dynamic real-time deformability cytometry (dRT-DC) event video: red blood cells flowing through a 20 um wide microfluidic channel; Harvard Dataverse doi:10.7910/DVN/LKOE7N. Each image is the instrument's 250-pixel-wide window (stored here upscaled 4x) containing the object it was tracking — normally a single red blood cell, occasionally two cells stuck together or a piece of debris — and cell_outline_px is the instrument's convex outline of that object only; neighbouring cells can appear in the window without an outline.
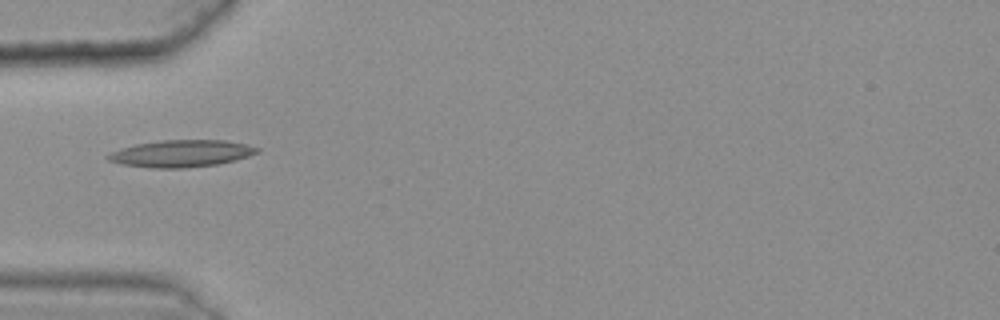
{"species": "common noctule bat (a hibernating species)", "species_latin": "Nyctalus noctula", "temperature_condition": "warm", "stored_images_in_passage": 33, "camera_frame_rate_fps": 3000, "um_per_image_px": 0.085, "animal": {"sex": "female", "body_mass_g": 25.1}, "frame": {"image": 1, "passage_image": 1, "time_ms": 0.0, "image_size_px": [1000, 320], "cell_outline_px": [[260, 152], [236, 160], [220, 164], [184, 168], [152, 168], [120, 164], [108, 160], [104, 156], [120, 148], [136, 144], [160, 140], [224, 140], [248, 144], [260, 148]], "centroid_in_image_um": [15.42, 13.05], "position_along_channel_um": 69.6, "area_um2": 23.7}}
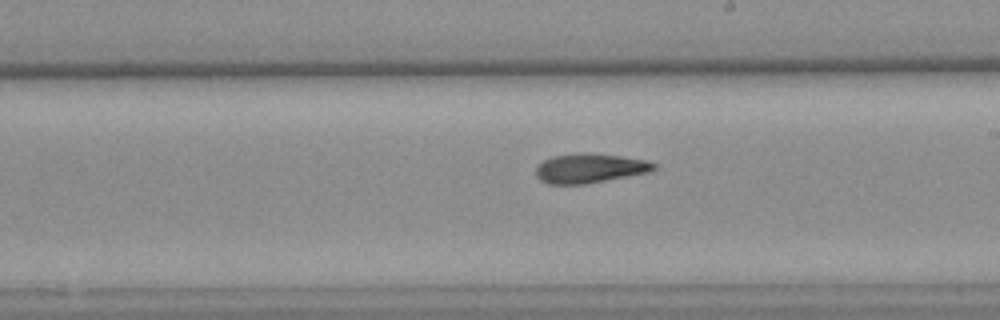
{"frame": {"image": 2, "passage_image": 15, "time_ms": 4.667, "image_size_px": [1000, 320], "cell_outline_px": [[656, 168], [648, 172], [584, 184], [548, 184], [540, 180], [536, 176], [536, 168], [544, 160], [552, 156], [580, 152], [588, 152], [620, 156], [648, 160], [656, 164]], "centroid_in_image_um": [50.11, 14.29], "position_along_channel_um": 238.9, "area_um2": 20.17}}
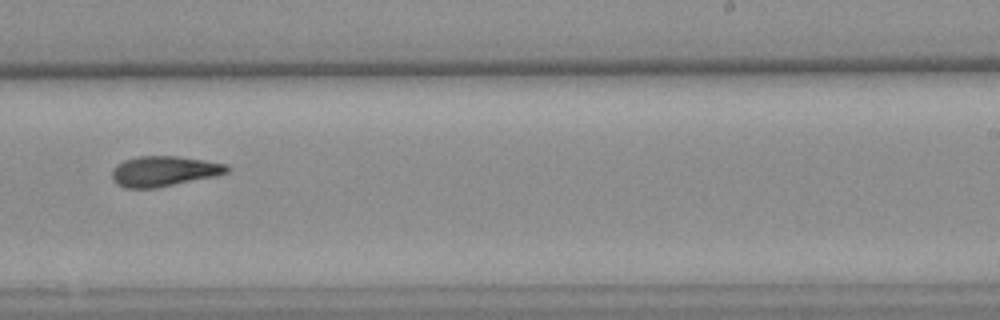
{"frame": {"image": 3, "passage_image": 18, "time_ms": 5.667, "image_size_px": [1000, 320], "cell_outline_px": [[232, 168], [228, 172], [216, 176], [156, 188], [124, 188], [116, 184], [112, 180], [112, 168], [116, 164], [124, 160], [140, 156], [180, 156], [228, 164]], "centroid_in_image_um": [13.94, 14.55], "position_along_channel_um": 275.1, "area_um2": 20.58}, "authors_computed_cell_mechanics": {"area_um2": 20.23, "velocity_mm_per_s": 3.6284, "shape_relaxation_time_tau1_ms": null, "shape_relaxation_time_tau2_ms": 3.9307, "deformation_change_tau1": null, "deformation_change_tau2": 0.1303}}